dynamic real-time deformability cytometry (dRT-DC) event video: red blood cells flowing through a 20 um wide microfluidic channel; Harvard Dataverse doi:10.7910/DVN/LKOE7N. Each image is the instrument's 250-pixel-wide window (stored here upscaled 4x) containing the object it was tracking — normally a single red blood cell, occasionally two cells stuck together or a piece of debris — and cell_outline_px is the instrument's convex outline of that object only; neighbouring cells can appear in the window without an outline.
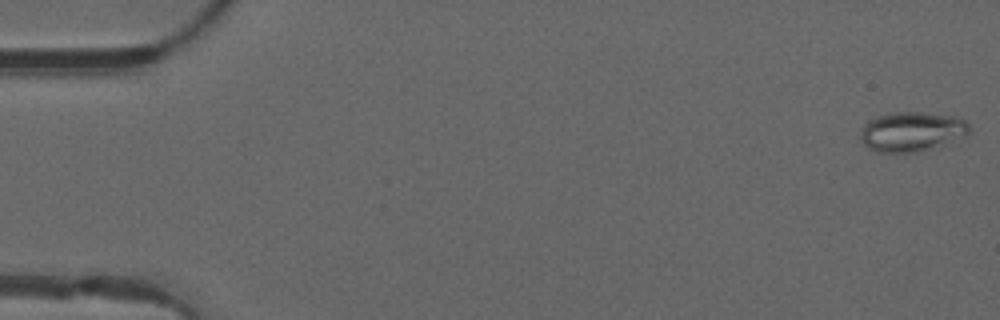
{"species": "common noctule bat (a hibernating species)", "species_latin": "Nyctalus noctula", "temperature_condition": "warm", "stored_images_in_passage": 50, "camera_frame_rate_fps": 3000, "um_per_image_px": 0.085, "animal": {"sex": "male", "forearm_length_mm": 52.5}, "frame": {"image": 1, "passage_image": 1, "time_ms": 0.0, "image_size_px": [1000, 320], "cell_outline_px": [[972, 132], [968, 136], [916, 152], [880, 152], [868, 148], [864, 144], [860, 136], [860, 132], [864, 124], [868, 120], [876, 116], [892, 112], [920, 112], [952, 116], [964, 120], [972, 128]], "centroid_in_image_um": [77.51, 11.17], "position_along_channel_um": 7.5, "area_um2": 25.14}}
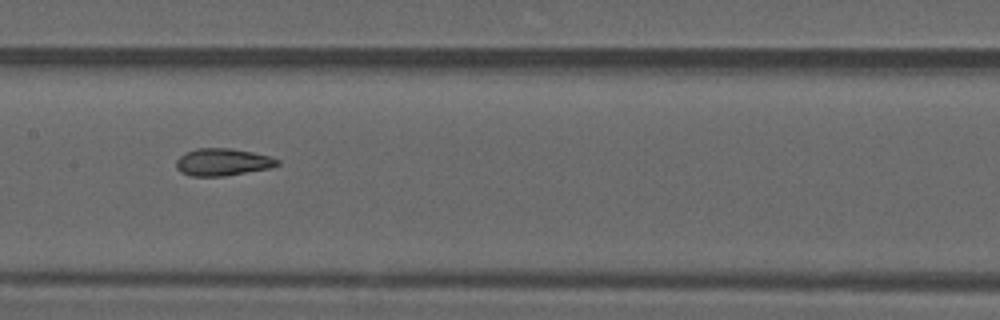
{"frame": {"image": 2, "passage_image": 25, "time_ms": 8.0, "image_size_px": [1000, 320], "cell_outline_px": [[280, 164], [268, 168], [224, 176], [188, 176], [180, 172], [176, 168], [176, 160], [184, 152], [196, 148], [232, 148], [252, 152], [268, 156], [280, 160]], "centroid_in_image_um": [18.87, 13.77], "position_along_channel_um": 188.5, "area_um2": 16.13}}
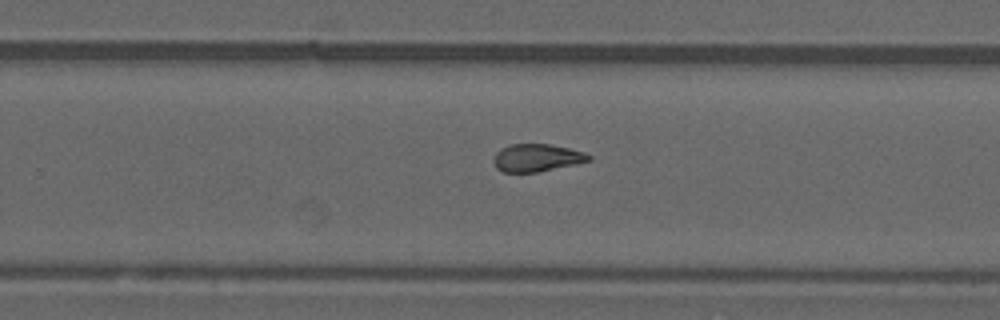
{"frame": {"image": 3, "passage_image": 32, "time_ms": 10.333, "image_size_px": [1000, 320], "cell_outline_px": [[592, 160], [576, 164], [536, 172], [504, 172], [496, 168], [492, 160], [496, 152], [500, 148], [508, 144], [548, 144], [568, 148], [584, 152], [592, 156]], "centroid_in_image_um": [45.6, 13.4], "position_along_channel_um": 284.2, "area_um2": 15.37}, "authors_computed_cell_mechanics": {"area_um2": 16.5019, "velocity_mm_per_s": 4.1306, "shape_relaxation_time_tau1_ms": null, "shape_relaxation_time_tau2_ms": 1.7166, "deformation_change_tau1": null, "deformation_change_tau2": 0.092}}